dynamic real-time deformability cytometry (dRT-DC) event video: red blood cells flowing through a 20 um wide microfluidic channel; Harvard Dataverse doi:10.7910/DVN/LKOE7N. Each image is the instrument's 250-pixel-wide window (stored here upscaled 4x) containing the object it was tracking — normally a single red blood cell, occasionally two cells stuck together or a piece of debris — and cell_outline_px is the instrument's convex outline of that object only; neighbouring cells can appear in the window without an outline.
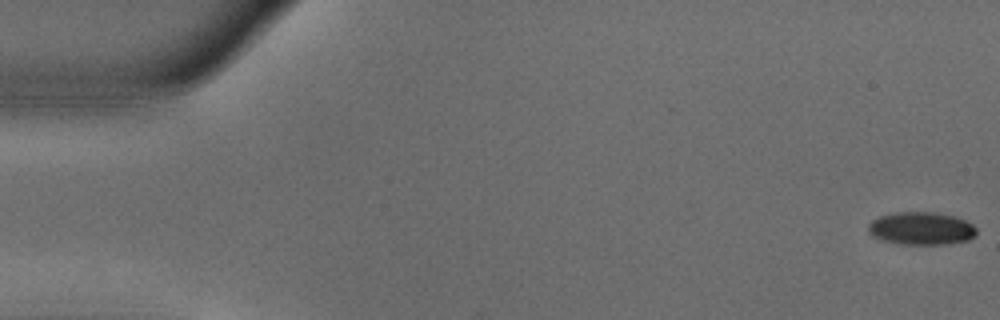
{"species": "common noctule bat (a hibernating species)", "species_latin": "Nyctalus noctula", "temperature_condition": "warm", "stored_images_in_passage": 54, "camera_frame_rate_fps": 3000, "um_per_image_px": 0.085, "animal": {"sex": "male", "body_mass_g": 18.8}, "frame": {"image": 1, "passage_image": 1, "time_ms": 0.0, "image_size_px": [1000, 320], "cell_outline_px": [[976, 236], [968, 240], [948, 244], [904, 244], [880, 240], [872, 236], [868, 232], [868, 224], [872, 220], [880, 216], [896, 212], [932, 212], [956, 216], [972, 224], [976, 228]], "centroid_in_image_um": [78.3, 19.42], "position_along_channel_um": 6.7, "area_um2": 20.81}}
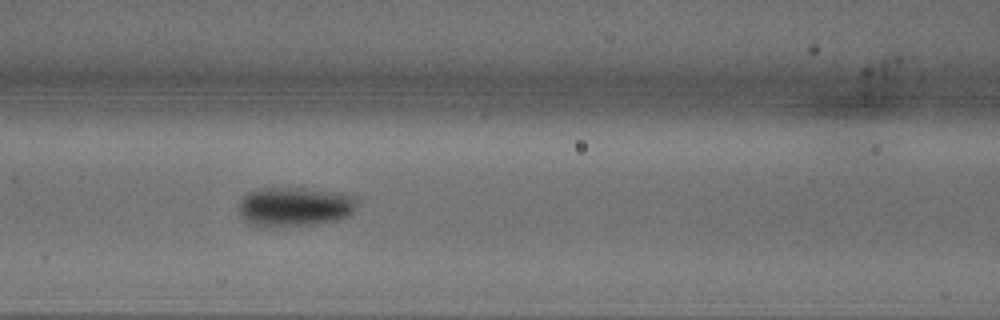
{"frame": {"image": 2, "passage_image": 23, "time_ms": 7.333, "image_size_px": [1000, 320], "cell_outline_px": [[356, 208], [348, 216], [336, 220], [316, 224], [272, 228], [268, 228], [248, 224], [240, 216], [240, 200], [244, 196], [260, 188], [304, 188], [352, 196]], "centroid_in_image_um": [24.97, 17.61], "position_along_channel_um": 141.6, "area_um2": 26.93}}
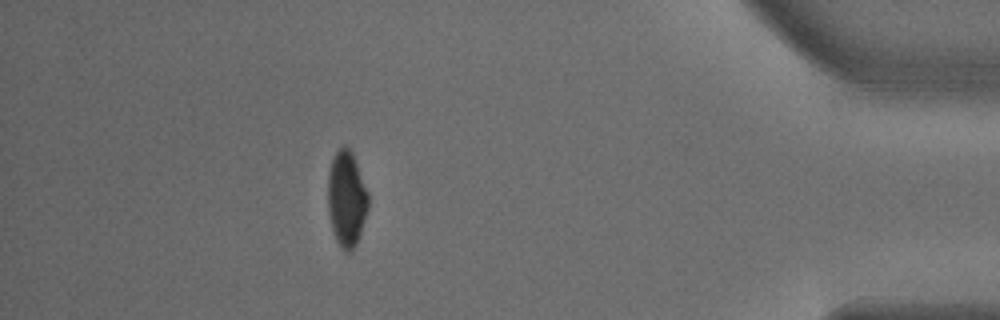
{"frame": {"image": 3, "passage_image": 48, "time_ms": 15.667, "image_size_px": [1000, 320], "cell_outline_px": [[368, 208], [356, 244], [352, 252], [344, 252], [340, 248], [336, 240], [332, 228], [328, 212], [328, 172], [332, 160], [336, 152], [344, 144], [352, 152], [368, 192]], "centroid_in_image_um": [29.45, 16.92], "position_along_channel_um": 405.8, "area_um2": 22.43}, "authors_computed_cell_mechanics": {"area_um2": 23.3512, "velocity_mm_per_s": 3.7588, "shape_relaxation_time_tau1_ms": 4.3527, "shape_relaxation_time_tau2_ms": null, "deformation_change_tau1": 0.1582, "deformation_change_tau2": null}}